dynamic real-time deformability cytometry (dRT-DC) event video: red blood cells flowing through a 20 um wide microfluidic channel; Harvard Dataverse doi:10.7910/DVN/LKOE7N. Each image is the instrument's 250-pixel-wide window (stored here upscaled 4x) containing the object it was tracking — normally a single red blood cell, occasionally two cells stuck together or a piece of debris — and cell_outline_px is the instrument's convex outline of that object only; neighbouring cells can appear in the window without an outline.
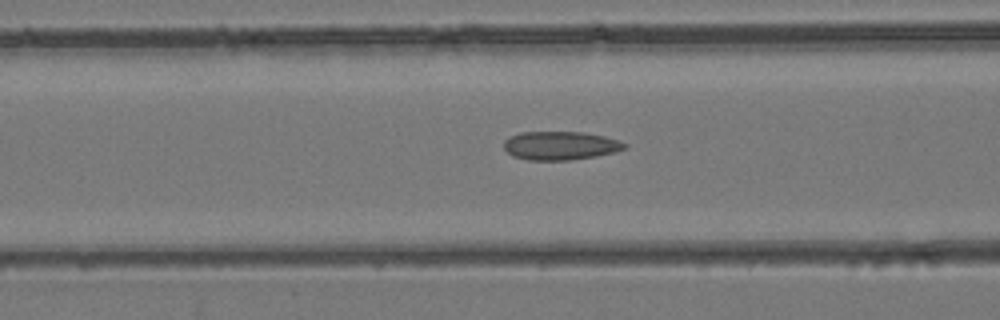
{"species": "common noctule bat (a hibernating species)", "species_latin": "Nyctalus noctula", "temperature_condition": "room temperature", "stored_images_in_passage": 30, "camera_frame_rate_fps": 3000, "um_per_image_px": 0.085, "animal": {"sex": "female", "body_mass_g": 24.6, "forearm_length_mm": 56.2}, "frame": {"image": 1, "passage_image": 10, "time_ms": 3.0, "image_size_px": [1000, 320], "cell_outline_px": [[628, 144], [624, 148], [612, 152], [596, 156], [568, 160], [528, 160], [512, 156], [504, 148], [504, 140], [508, 136], [520, 132], [580, 132], [604, 136]], "centroid_in_image_um": [47.56, 12.37], "position_along_channel_um": 119.0, "area_um2": 19.94}}
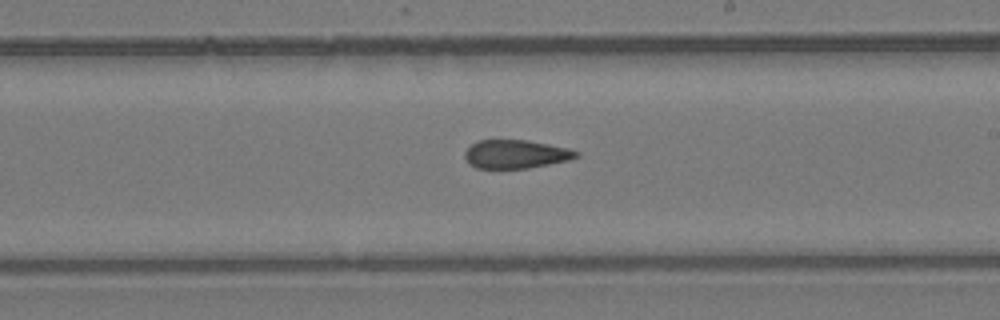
{"frame": {"image": 2, "passage_image": 18, "time_ms": 5.667, "image_size_px": [1000, 320], "cell_outline_px": [[580, 156], [568, 160], [528, 168], [476, 168], [468, 164], [464, 156], [464, 152], [472, 144], [480, 140], [528, 140], [568, 148], [580, 152]], "centroid_in_image_um": [43.83, 13.1], "position_along_channel_um": 245.2, "area_um2": 18.5}}
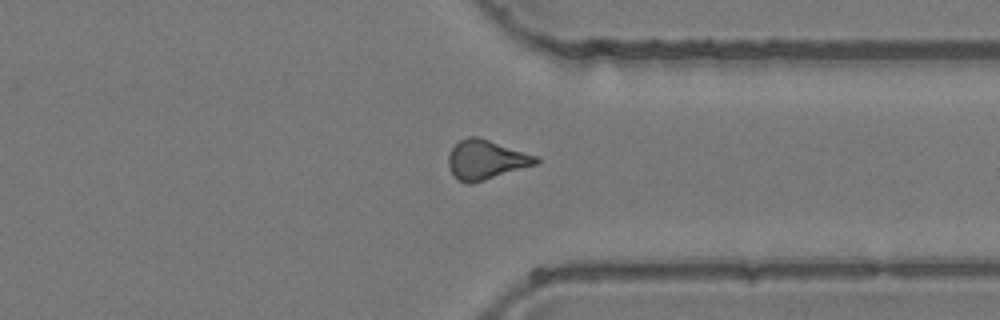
{"frame": {"image": 3, "passage_image": 26, "time_ms": 8.333, "image_size_px": [1000, 320], "cell_outline_px": [[540, 160], [536, 164], [468, 184], [456, 180], [448, 164], [448, 156], [452, 148], [460, 140], [468, 136], [476, 136], [540, 156]], "centroid_in_image_um": [41.31, 13.56], "position_along_channel_um": 370.1, "area_um2": 19.83}}